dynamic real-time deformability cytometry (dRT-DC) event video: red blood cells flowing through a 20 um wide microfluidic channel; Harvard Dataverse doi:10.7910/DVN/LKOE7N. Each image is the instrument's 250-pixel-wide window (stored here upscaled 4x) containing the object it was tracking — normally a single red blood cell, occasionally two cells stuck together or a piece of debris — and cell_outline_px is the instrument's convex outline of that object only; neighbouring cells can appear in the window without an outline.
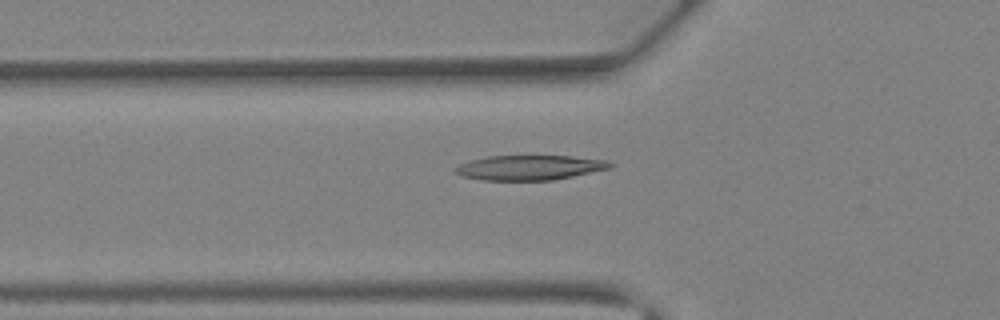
{"species": "Egyptian fruit bat (a non-hibernating species)", "species_latin": "Rousettus aegyptiacus", "temperature_condition": "warm", "stored_images_in_passage": 29, "camera_frame_rate_fps": 3000, "um_per_image_px": 0.085, "animal": {"sex": "female"}, "frame": {"image": 1, "passage_image": 5, "time_ms": 1.333, "image_size_px": [1000, 320], "cell_outline_px": [[616, 164], [612, 168], [552, 180], [480, 180], [460, 176], [452, 172], [452, 168], [468, 160], [488, 156], [572, 156], [608, 160]], "centroid_in_image_um": [44.98, 14.24], "position_along_channel_um": 80.8, "area_um2": 22.72}}
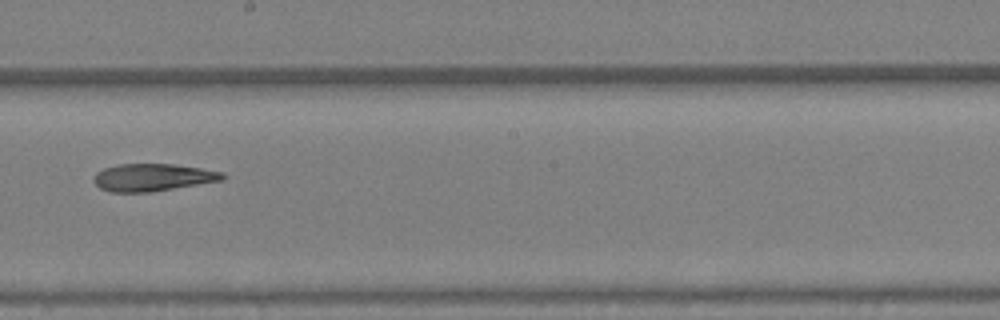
{"frame": {"image": 2, "passage_image": 14, "time_ms": 4.333, "image_size_px": [1000, 320], "cell_outline_px": [[224, 180], [152, 192], [112, 192], [100, 188], [92, 180], [96, 172], [104, 168], [116, 164], [172, 164], [200, 168], [224, 172]], "centroid_in_image_um": [12.97, 15.08], "position_along_channel_um": 235.2, "area_um2": 20.63}}
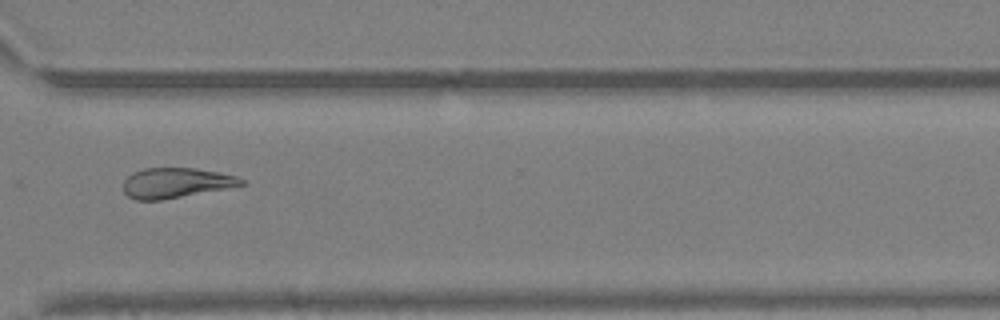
{"frame": {"image": 3, "passage_image": 21, "time_ms": 6.667, "image_size_px": [1000, 320], "cell_outline_px": [[244, 184], [224, 188], [160, 200], [136, 200], [128, 196], [124, 192], [124, 180], [132, 172], [144, 168], [196, 168], [220, 172], [236, 176], [244, 180]], "centroid_in_image_um": [14.9, 15.53], "position_along_channel_um": 355.7, "area_um2": 20.4}}